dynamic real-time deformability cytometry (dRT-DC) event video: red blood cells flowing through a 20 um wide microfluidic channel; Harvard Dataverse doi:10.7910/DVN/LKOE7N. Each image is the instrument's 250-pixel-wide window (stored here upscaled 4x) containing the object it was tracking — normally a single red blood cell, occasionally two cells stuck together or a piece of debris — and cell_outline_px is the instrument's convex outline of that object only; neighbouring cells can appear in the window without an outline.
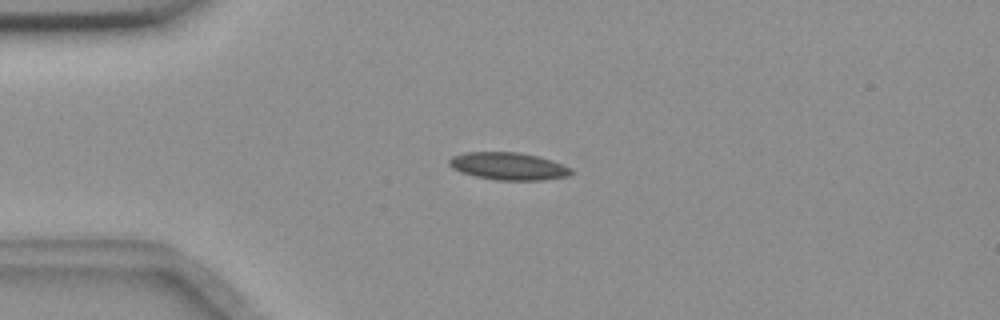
{"species": "common noctule bat (a hibernating species)", "species_latin": "Nyctalus noctula", "temperature_condition": "room temperature", "stored_images_in_passage": 46, "camera_frame_rate_fps": 3000, "um_per_image_px": 0.085, "animal": {"sex": "female", "body_mass_g": 18.4}, "frame": {"image": 1, "passage_image": 4, "time_ms": 1.0, "image_size_px": [1000, 320], "cell_outline_px": [[576, 172], [568, 176], [544, 180], [496, 180], [476, 176], [460, 172], [452, 168], [448, 164], [448, 160], [452, 156], [464, 152], [520, 152], [540, 156], [552, 160], [572, 168]], "centroid_in_image_um": [43.24, 14.12], "position_along_channel_um": 41.8, "area_um2": 19.83}}
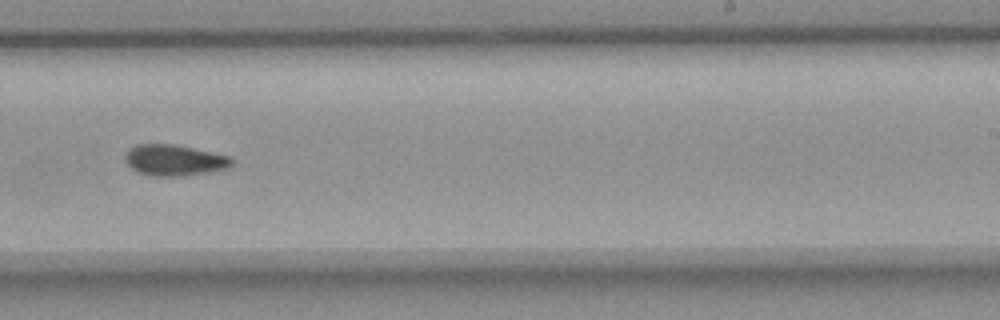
{"frame": {"image": 2, "passage_image": 25, "time_ms": 8.0, "image_size_px": [1000, 320], "cell_outline_px": [[236, 160], [228, 168], [208, 172], [176, 176], [152, 176], [140, 172], [132, 168], [124, 160], [124, 156], [128, 148], [136, 144], [172, 144], [232, 156]], "centroid_in_image_um": [14.83, 13.6], "position_along_channel_um": 274.2, "area_um2": 19.31}}
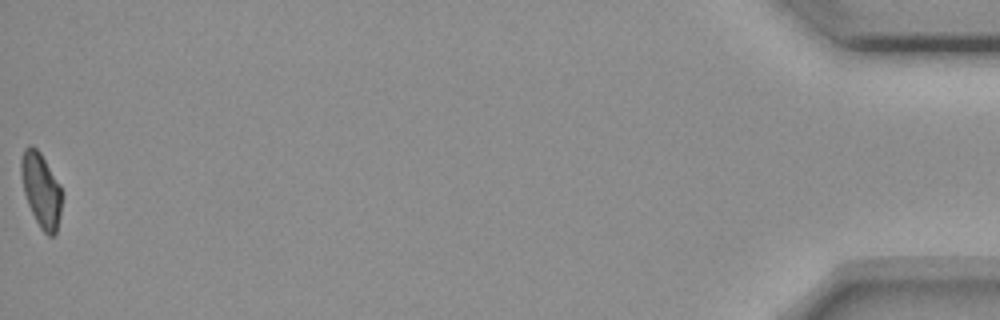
{"frame": {"image": 3, "passage_image": 46, "time_ms": 15.0, "image_size_px": [1000, 320], "cell_outline_px": [[60, 216], [56, 236], [48, 236], [40, 228], [28, 204], [24, 192], [20, 172], [20, 156], [24, 148], [28, 144], [32, 144], [40, 152], [60, 184]], "centroid_in_image_um": [3.47, 16.12], "position_along_channel_um": 431.7, "area_um2": 17.69}, "authors_computed_cell_mechanics": {"area_um2": 18.8139, "velocity_mm_per_s": 3.6714, "shape_relaxation_time_tau1_ms": 10.7165, "shape_relaxation_time_tau2_ms": null, "deformation_change_tau1": 0.1935, "deformation_change_tau2": null}}